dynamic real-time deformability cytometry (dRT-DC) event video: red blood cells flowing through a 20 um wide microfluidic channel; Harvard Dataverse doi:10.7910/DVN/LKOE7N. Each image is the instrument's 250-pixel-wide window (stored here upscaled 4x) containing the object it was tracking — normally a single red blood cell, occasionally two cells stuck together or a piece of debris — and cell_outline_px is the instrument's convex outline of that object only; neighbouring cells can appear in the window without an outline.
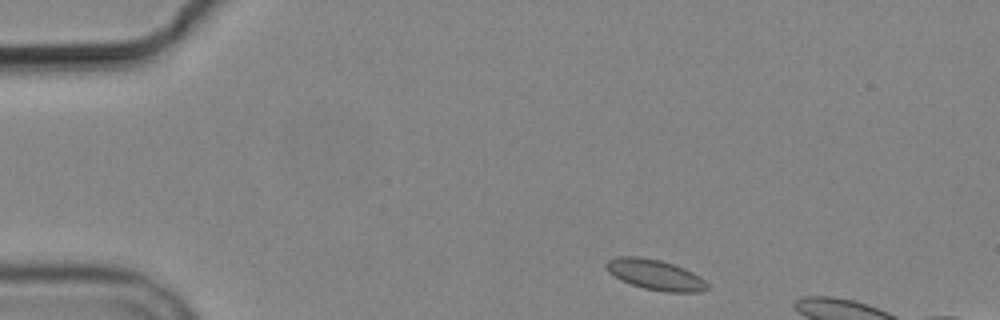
{"species": "common noctule bat (a hibernating species)", "species_latin": "Nyctalus noctula", "temperature_condition": "cold", "stored_images_in_passage": 3, "camera_frame_rate_fps": 3000, "um_per_image_px": 0.085, "animal": {"sex": "male", "body_mass_g": 19.2, "forearm_length_mm": 51.8}, "frame": {"image": 1, "passage_image": 1, "time_ms": 0.0, "image_size_px": [1000, 320], "cell_outline_px": [[708, 288], [700, 292], [664, 292], [644, 288], [620, 280], [608, 272], [604, 268], [604, 264], [608, 260], [616, 256], [640, 256], [660, 260], [684, 268], [700, 276], [708, 284]], "centroid_in_image_um": [55.66, 23.34], "position_along_channel_um": 29.3, "area_um2": 18.03}}